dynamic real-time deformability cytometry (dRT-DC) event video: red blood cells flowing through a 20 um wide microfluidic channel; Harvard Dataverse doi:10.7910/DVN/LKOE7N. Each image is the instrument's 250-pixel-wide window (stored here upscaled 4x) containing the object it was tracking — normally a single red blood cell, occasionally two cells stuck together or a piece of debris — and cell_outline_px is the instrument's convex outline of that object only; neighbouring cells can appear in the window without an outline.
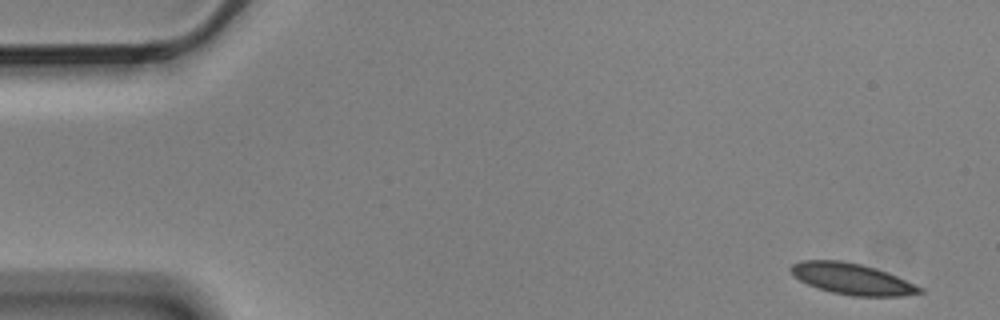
{"species": "Egyptian fruit bat (a non-hibernating species)", "species_latin": "Rousettus aegyptiacus", "temperature_condition": "cold", "stored_images_in_passage": 6, "camera_frame_rate_fps": 3000, "um_per_image_px": 0.085, "animal": {"sex": "male"}, "frame": {"image": 1, "passage_image": 1, "time_ms": 0.0, "image_size_px": [1000, 320], "cell_outline_px": [[924, 292], [900, 296], [852, 296], [832, 292], [816, 288], [800, 280], [788, 268], [792, 264], [804, 260], [840, 260], [860, 264], [876, 268], [896, 276], [924, 288]], "centroid_in_image_um": [72.42, 23.71], "position_along_channel_um": 12.6, "area_um2": 23.24}}
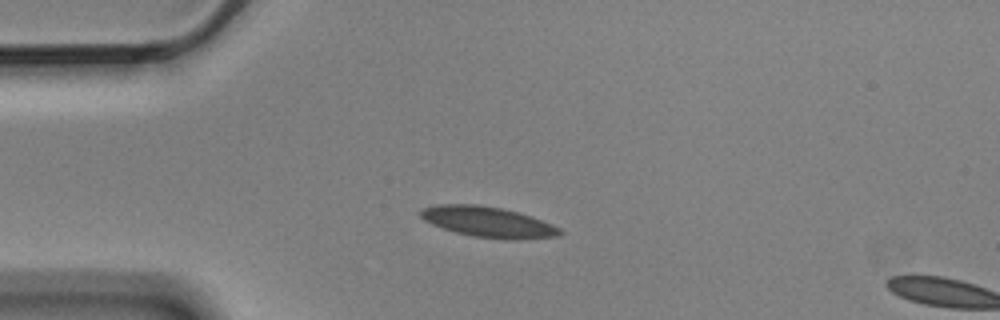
{"frame": {"image": 2, "passage_image": 4, "time_ms": 1.0, "image_size_px": [1000, 320], "cell_outline_px": [[564, 232], [560, 236], [516, 240], [508, 240], [472, 236], [456, 232], [432, 224], [424, 220], [420, 216], [420, 208], [440, 204], [476, 204], [500, 208], [516, 212], [552, 224], [560, 228]], "centroid_in_image_um": [41.49, 18.88], "position_along_channel_um": 43.5, "area_um2": 24.68}}
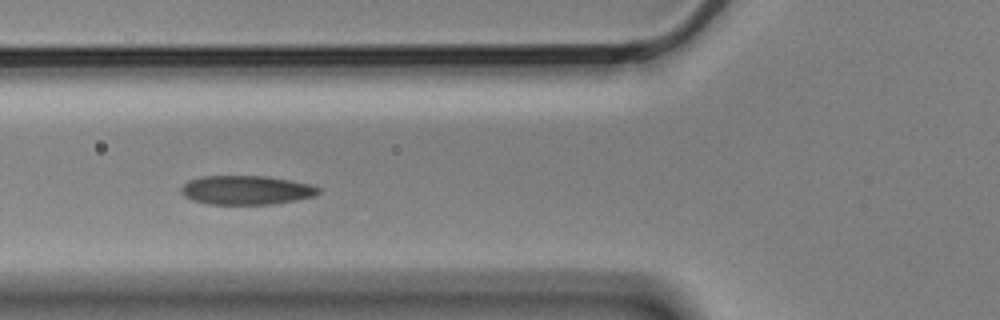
{"frame": {"image": 3, "passage_image": 6, "time_ms": 1.667, "image_size_px": [1000, 320], "cell_outline_px": [[320, 192], [312, 196], [296, 200], [272, 204], [208, 204], [192, 200], [184, 196], [180, 192], [180, 188], [188, 180], [200, 176], [268, 176], [308, 184], [320, 188]], "centroid_in_image_um": [20.87, 16.15], "position_along_channel_um": 104.9, "area_um2": 23.18}}